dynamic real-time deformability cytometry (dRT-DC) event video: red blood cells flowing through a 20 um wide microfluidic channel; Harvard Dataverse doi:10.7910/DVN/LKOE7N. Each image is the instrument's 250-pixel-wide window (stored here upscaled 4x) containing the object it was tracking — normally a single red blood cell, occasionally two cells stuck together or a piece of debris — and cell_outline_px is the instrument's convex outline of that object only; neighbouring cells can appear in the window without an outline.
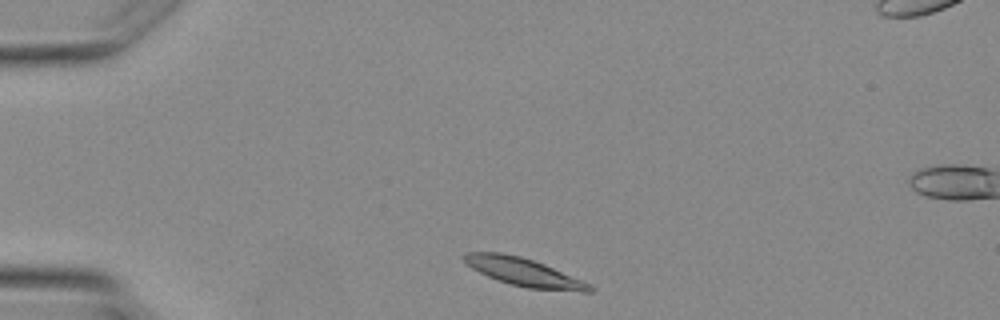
{"species": "Egyptian fruit bat (a non-hibernating species)", "species_latin": "Rousettus aegyptiacus", "temperature_condition": "warm", "stored_images_in_passage": 2, "camera_frame_rate_fps": 3000, "um_per_image_px": 0.085, "animal": {"sex": "female"}, "frame": {"image": 1, "passage_image": 1, "time_ms": 0.0, "image_size_px": [1000, 320], "cell_outline_px": [[596, 288], [592, 292], [580, 292], [528, 288], [512, 284], [488, 276], [472, 268], [460, 256], [464, 252], [500, 252], [520, 256], [544, 264], [592, 284]], "centroid_in_image_um": [44.58, 23.13], "position_along_channel_um": 40.4, "area_um2": 20.46}}